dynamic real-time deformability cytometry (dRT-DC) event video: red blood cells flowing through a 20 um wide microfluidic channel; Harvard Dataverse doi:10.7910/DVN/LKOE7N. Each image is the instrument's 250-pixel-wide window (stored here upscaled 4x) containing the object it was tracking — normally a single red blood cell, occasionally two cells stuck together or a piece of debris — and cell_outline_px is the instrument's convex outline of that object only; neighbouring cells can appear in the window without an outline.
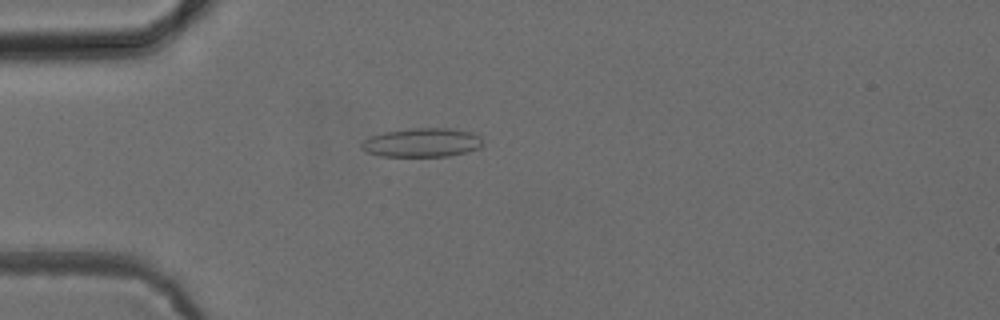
{"species": "common noctule bat (a hibernating species)", "species_latin": "Nyctalus noctula", "temperature_condition": "cold", "stored_images_in_passage": 4, "camera_frame_rate_fps": 3000, "um_per_image_px": 0.085, "animal": {"sex": "female", "body_mass_g": 24.6, "forearm_length_mm": 56.2}, "frame": {"image": 1, "passage_image": 4, "time_ms": 3.667, "image_size_px": [1000, 320], "cell_outline_px": [[480, 148], [468, 152], [448, 156], [380, 156], [368, 152], [360, 148], [360, 144], [364, 140], [372, 136], [384, 132], [408, 128], [456, 128], [472, 132], [480, 136]], "centroid_in_image_um": [35.88, 12.11], "position_along_channel_um": 49.1, "area_um2": 20.52}}